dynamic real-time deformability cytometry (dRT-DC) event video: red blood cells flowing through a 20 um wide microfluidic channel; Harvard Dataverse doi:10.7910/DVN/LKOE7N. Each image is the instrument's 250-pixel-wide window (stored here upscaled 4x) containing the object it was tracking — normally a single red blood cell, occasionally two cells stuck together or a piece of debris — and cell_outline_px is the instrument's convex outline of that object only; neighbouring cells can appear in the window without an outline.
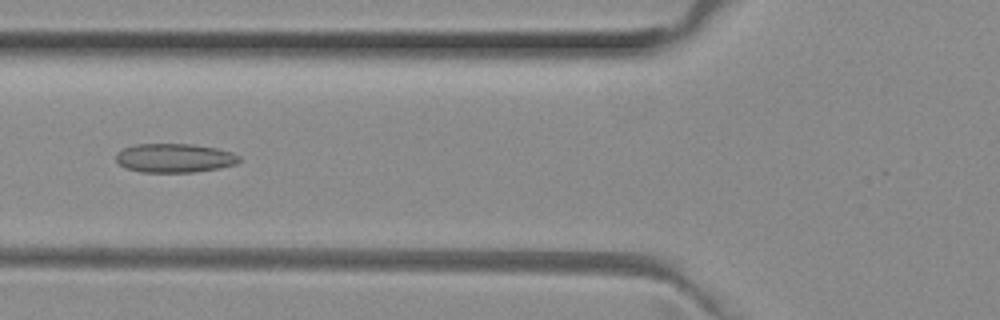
{"species": "common noctule bat (a hibernating species)", "species_latin": "Nyctalus noctula", "temperature_condition": "room temperature", "stored_images_in_passage": 43, "camera_frame_rate_fps": 3000, "um_per_image_px": 0.085, "animal": {"sex": "female", "body_mass_g": 29.2, "forearm_length_mm": 56.3}, "frame": {"image": 1, "passage_image": 10, "time_ms": 3.0, "image_size_px": [1000, 320], "cell_outline_px": [[240, 160], [236, 164], [220, 168], [192, 172], [140, 172], [128, 168], [120, 164], [116, 160], [116, 156], [124, 148], [136, 144], [192, 144], [216, 148], [232, 152], [240, 156]], "centroid_in_image_um": [14.87, 13.43], "position_along_channel_um": 110.9, "area_um2": 20.63}}
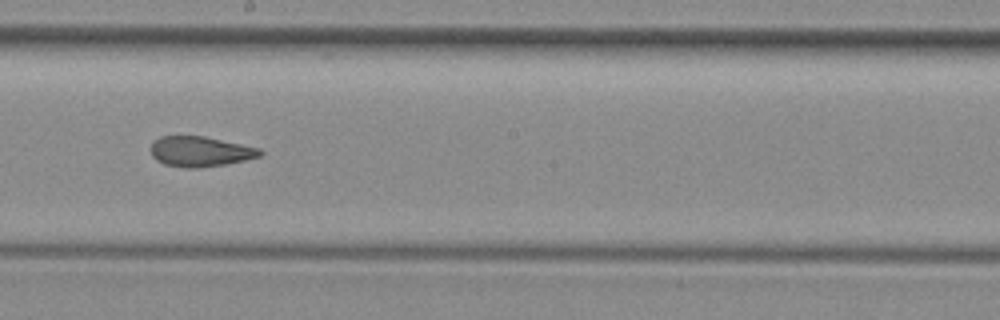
{"frame": {"image": 2, "passage_image": 19, "time_ms": 6.0, "image_size_px": [1000, 320], "cell_outline_px": [[264, 152], [260, 156], [244, 160], [224, 164], [200, 168], [188, 168], [164, 164], [156, 160], [152, 156], [152, 144], [160, 136], [204, 136], [260, 148]], "centroid_in_image_um": [17.03, 12.88], "position_along_channel_um": 231.2, "area_um2": 19.07}}
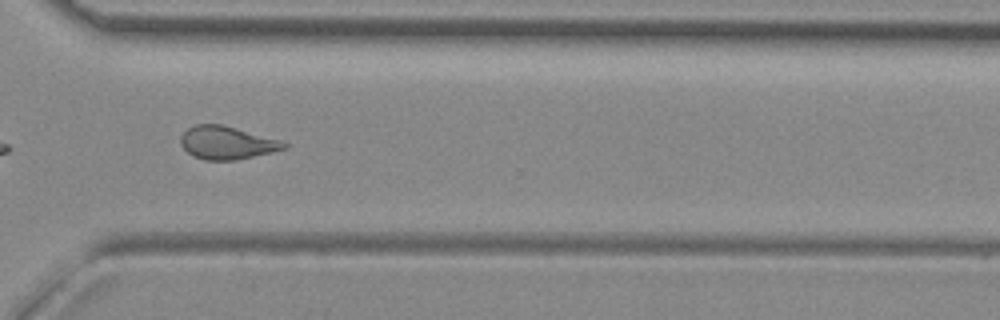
{"frame": {"image": 3, "passage_image": 28, "time_ms": 9.0, "image_size_px": [1000, 320], "cell_outline_px": [[288, 148], [272, 152], [236, 160], [204, 160], [188, 152], [180, 144], [180, 136], [188, 128], [196, 124], [224, 124], [284, 140], [288, 144]], "centroid_in_image_um": [19.34, 12.11], "position_along_channel_um": 351.3, "area_um2": 20.17}}